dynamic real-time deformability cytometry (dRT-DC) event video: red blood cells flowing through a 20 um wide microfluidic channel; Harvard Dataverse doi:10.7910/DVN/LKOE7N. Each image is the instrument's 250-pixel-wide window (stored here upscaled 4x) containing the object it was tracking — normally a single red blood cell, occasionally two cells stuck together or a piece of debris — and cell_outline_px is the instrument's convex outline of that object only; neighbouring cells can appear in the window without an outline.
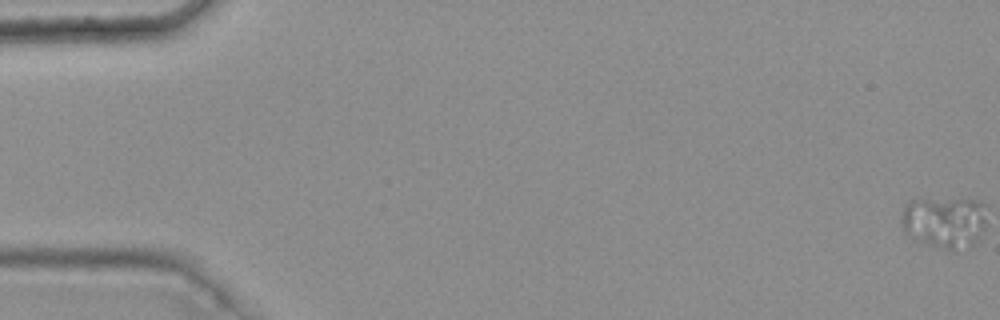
{"species": "common noctule bat (a hibernating species)", "species_latin": "Nyctalus noctula", "temperature_condition": "warm", "stored_images_in_passage": 6, "camera_frame_rate_fps": 3000, "um_per_image_px": 0.085, "animal": {"sex": "female", "body_mass_g": 25.1}, "frame": {"image": 1, "passage_image": 1, "time_ms": 0.0, "image_size_px": [1000, 320], "cell_outline_px": [[984, 228], [976, 240], [972, 244], [956, 252], [932, 244], [904, 232], [900, 220], [904, 208], [908, 200], [980, 200], [984, 204]], "centroid_in_image_um": [80.28, 18.87], "position_along_channel_um": 4.7, "area_um2": 24.91}}
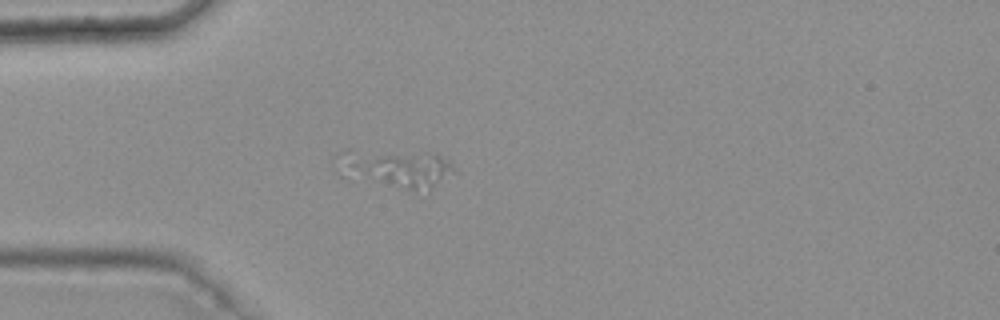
{"frame": {"image": 2, "passage_image": 5, "time_ms": 1.333, "image_size_px": [1000, 320], "cell_outline_px": [[456, 172], [428, 192], [404, 188], [364, 168], [368, 164], [380, 156], [424, 152], [428, 152], [440, 156], [448, 160]], "centroid_in_image_um": [35.11, 14.45], "position_along_channel_um": 49.9, "area_um2": 17.11}}